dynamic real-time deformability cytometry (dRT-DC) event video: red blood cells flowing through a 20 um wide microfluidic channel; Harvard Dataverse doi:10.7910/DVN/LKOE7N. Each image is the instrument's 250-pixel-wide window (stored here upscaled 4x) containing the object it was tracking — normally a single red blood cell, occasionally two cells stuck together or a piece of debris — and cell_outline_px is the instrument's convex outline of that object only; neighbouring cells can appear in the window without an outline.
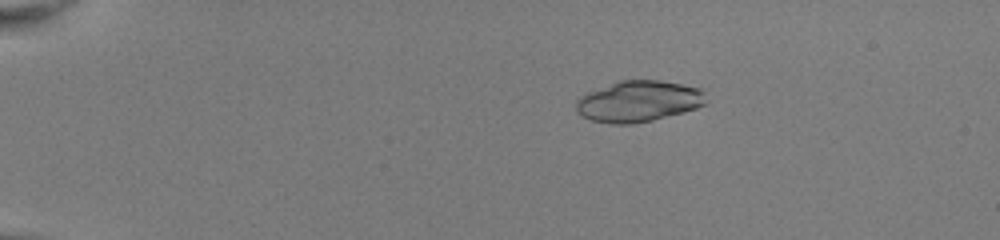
{"species": "common noctule bat (a hibernating species)", "species_latin": "Nyctalus noctula", "temperature_condition": "room temperature", "stored_images_in_passage": 45, "camera_frame_rate_fps": 3000, "um_per_image_px": 0.085, "animal": {"sex": "female", "body_mass_g": 22.0, "forearm_length_mm": 56.7}, "frame": {"image": 1, "passage_image": 4, "time_ms": 1.0, "image_size_px": [1000, 240], "cell_outline_px": [[704, 104], [696, 108], [652, 120], [628, 124], [612, 124], [592, 120], [576, 112], [576, 100], [588, 92], [620, 80], [660, 80], [700, 88], [704, 92]], "centroid_in_image_um": [54.25, 8.6], "position_along_channel_um": 30.8, "area_um2": 30.69}}